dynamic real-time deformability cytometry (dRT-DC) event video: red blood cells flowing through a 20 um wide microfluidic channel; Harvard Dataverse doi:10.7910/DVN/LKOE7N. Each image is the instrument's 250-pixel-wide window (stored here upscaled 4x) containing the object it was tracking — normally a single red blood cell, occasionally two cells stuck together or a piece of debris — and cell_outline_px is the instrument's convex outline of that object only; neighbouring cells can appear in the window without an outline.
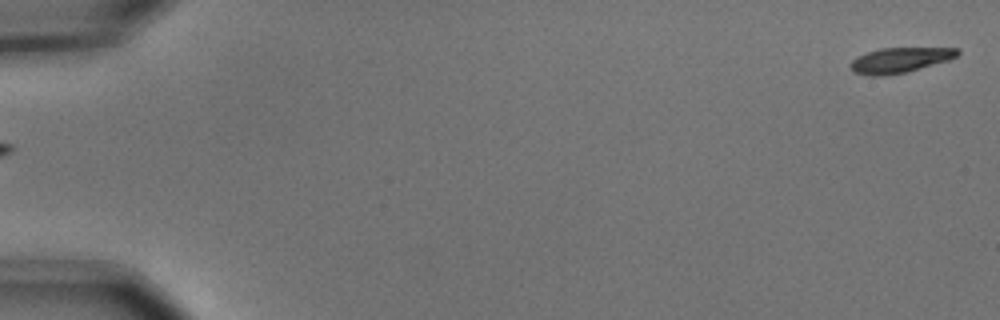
{"species": "common noctule bat (a hibernating species)", "species_latin": "Nyctalus noctula", "temperature_condition": "cold", "stored_images_in_passage": 6, "segment_of_instrument_passage": [2, 2], "camera_frame_rate_fps": 3000, "um_per_image_px": 0.085, "animal": {"sex": "male", "body_mass_g": 15.6}, "frame": {"image": 1, "passage_image": 6, "time_ms": 1.667, "image_size_px": [1000, 320], "cell_outline_px": [[960, 52], [956, 56], [948, 60], [904, 72], [884, 76], [872, 76], [852, 72], [848, 64], [856, 56], [880, 48], [956, 48]], "centroid_in_image_um": [76.4, 5.11], "position_along_channel_um": 8.6, "area_um2": 15.55}}